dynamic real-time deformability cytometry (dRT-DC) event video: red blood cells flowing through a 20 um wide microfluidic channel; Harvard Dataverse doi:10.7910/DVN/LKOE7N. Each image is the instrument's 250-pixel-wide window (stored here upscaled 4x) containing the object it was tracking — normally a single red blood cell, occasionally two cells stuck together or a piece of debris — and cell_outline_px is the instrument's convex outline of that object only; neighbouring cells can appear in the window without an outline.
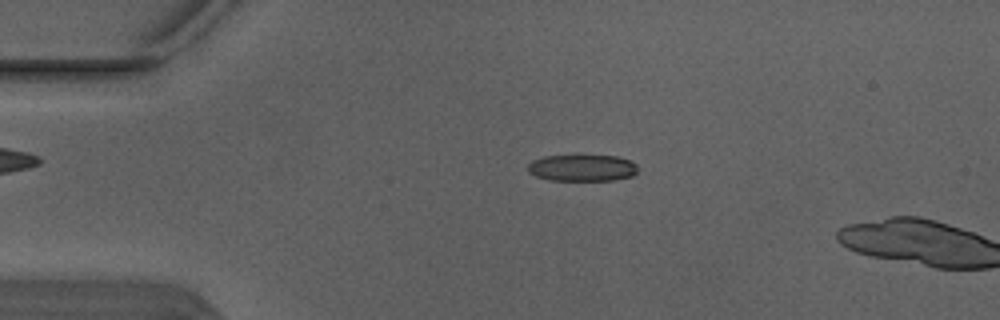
{"species": "Egyptian fruit bat (a non-hibernating species)", "species_latin": "Rousettus aegyptiacus", "temperature_condition": "warm", "stored_images_in_passage": 4, "camera_frame_rate_fps": 3000, "um_per_image_px": 0.085, "animal": {"sex": "male"}, "frame": {"image": 1, "passage_image": 3, "time_ms": 0.667, "image_size_px": [1000, 320], "cell_outline_px": [[636, 172], [632, 176], [612, 180], [548, 180], [536, 176], [528, 172], [528, 164], [532, 160], [544, 156], [616, 156], [628, 160], [636, 164]], "centroid_in_image_um": [49.45, 14.27], "position_along_channel_um": 35.6, "area_um2": 16.88}}